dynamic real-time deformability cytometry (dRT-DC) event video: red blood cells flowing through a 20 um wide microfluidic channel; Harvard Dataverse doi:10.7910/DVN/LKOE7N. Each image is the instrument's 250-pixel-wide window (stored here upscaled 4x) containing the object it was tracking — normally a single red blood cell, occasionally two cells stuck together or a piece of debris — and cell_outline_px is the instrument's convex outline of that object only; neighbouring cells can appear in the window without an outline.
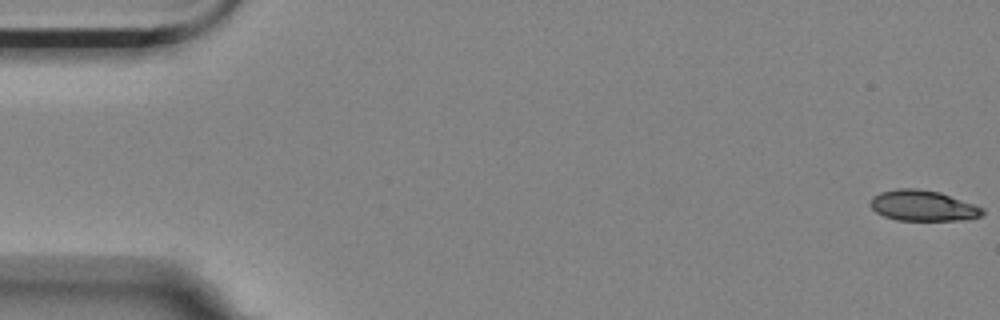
{"species": "Egyptian fruit bat (a non-hibernating species)", "species_latin": "Rousettus aegyptiacus", "temperature_condition": "room temperature", "stored_images_in_passage": 7, "camera_frame_rate_fps": 3000, "um_per_image_px": 0.085, "animal": {"sex": "female"}, "frame": {"image": 1, "passage_image": 1, "time_ms": 0.0, "image_size_px": [1000, 320], "cell_outline_px": [[984, 212], [980, 216], [968, 220], [896, 220], [884, 216], [876, 212], [868, 204], [872, 196], [880, 192], [896, 188], [916, 188], [940, 192], [984, 208]], "centroid_in_image_um": [78.42, 17.48], "position_along_channel_um": 6.6, "area_um2": 20.17}}
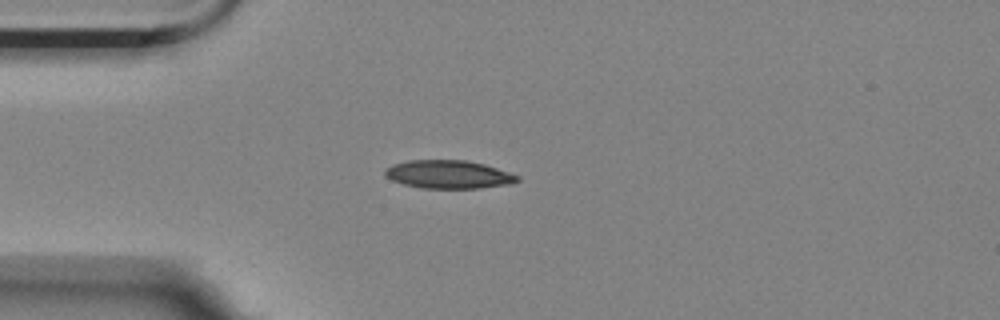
{"frame": {"image": 2, "passage_image": 5, "time_ms": 1.333, "image_size_px": [1000, 320], "cell_outline_px": [[520, 180], [512, 184], [480, 188], [420, 188], [404, 184], [392, 180], [384, 176], [384, 168], [392, 164], [408, 160], [468, 160], [484, 164], [520, 176]], "centroid_in_image_um": [38.11, 14.82], "position_along_channel_um": 46.9, "area_um2": 21.96}}
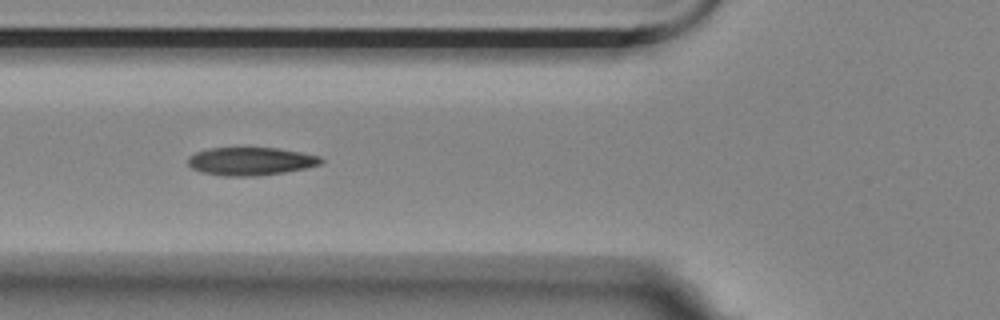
{"frame": {"image": 3, "passage_image": 7, "time_ms": 2.0, "image_size_px": [1000, 320], "cell_outline_px": [[324, 160], [320, 164], [304, 168], [284, 172], [256, 176], [224, 176], [200, 172], [192, 168], [188, 164], [188, 156], [196, 152], [208, 148], [280, 148], [320, 156]], "centroid_in_image_um": [21.28, 13.7], "position_along_channel_um": 104.5, "area_um2": 21.73}}